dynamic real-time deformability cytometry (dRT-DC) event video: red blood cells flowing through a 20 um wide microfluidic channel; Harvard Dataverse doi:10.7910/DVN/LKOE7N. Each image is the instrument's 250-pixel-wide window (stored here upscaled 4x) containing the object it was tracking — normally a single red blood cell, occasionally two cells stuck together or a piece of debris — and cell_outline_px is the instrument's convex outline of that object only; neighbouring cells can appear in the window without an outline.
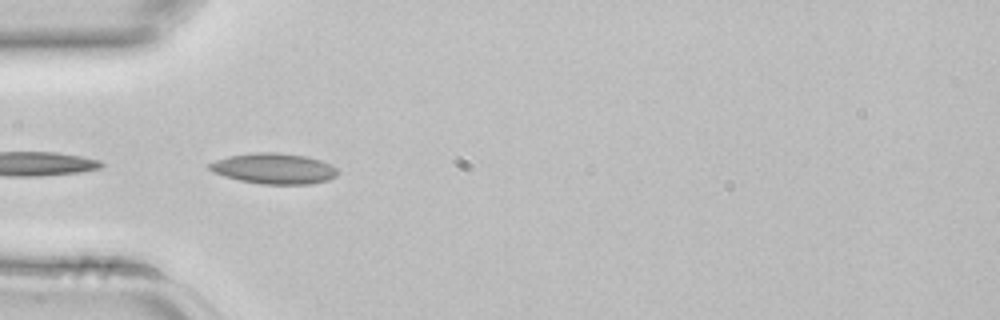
{"species": "common noctule bat (a hibernating species)", "species_latin": "Nyctalus noctula", "temperature_condition": "room temperature", "stored_images_in_passage": 3, "camera_frame_rate_fps": 3000, "um_per_image_px": 0.085, "animal": {"sex": "female", "body_mass_g": 22.7, "forearm_length_mm": 54.2}, "frame": {"image": 1, "passage_image": 3, "time_ms": 0.667, "image_size_px": [1000, 320], "cell_outline_px": [[340, 172], [336, 176], [328, 180], [308, 184], [260, 184], [240, 180], [224, 176], [212, 172], [208, 168], [208, 164], [216, 160], [228, 156], [256, 152], [280, 152], [304, 156], [320, 160], [332, 164]], "centroid_in_image_um": [23.29, 14.32], "position_along_channel_um": 61.7, "area_um2": 23.0}}